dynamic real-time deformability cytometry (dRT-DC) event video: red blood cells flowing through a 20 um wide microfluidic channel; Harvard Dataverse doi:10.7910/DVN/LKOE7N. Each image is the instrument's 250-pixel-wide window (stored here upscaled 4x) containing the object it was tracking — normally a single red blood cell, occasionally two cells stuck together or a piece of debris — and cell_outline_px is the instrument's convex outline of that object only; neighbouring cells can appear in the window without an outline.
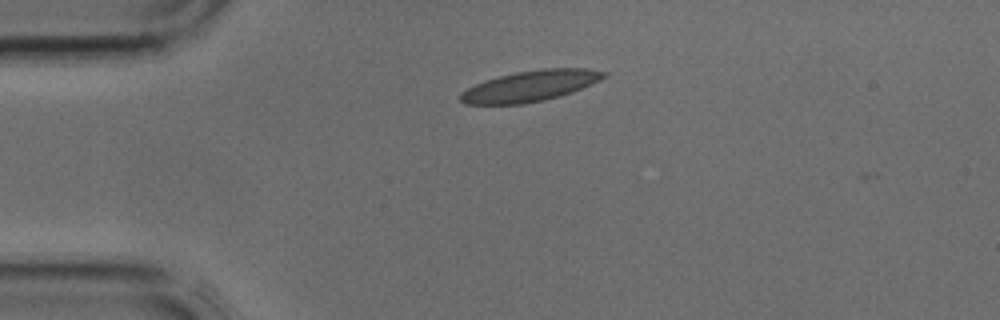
{"species": "common noctule bat (a hibernating species)", "species_latin": "Nyctalus noctula", "temperature_condition": "cold", "stored_images_in_passage": 34, "camera_frame_rate_fps": 3000, "um_per_image_px": 0.085, "animal": {"sex": "male", "body_mass_g": 17.9, "forearm_length_mm": 54.2}, "frame": {"image": 1, "passage_image": 2, "time_ms": 0.333, "image_size_px": [1000, 320], "cell_outline_px": [[608, 72], [604, 76], [572, 92], [560, 96], [544, 100], [524, 104], [464, 104], [460, 100], [460, 92], [484, 80], [516, 72], [544, 68], [588, 68]], "centroid_in_image_um": [45.02, 7.31], "position_along_channel_um": 40.0, "area_um2": 25.43}}
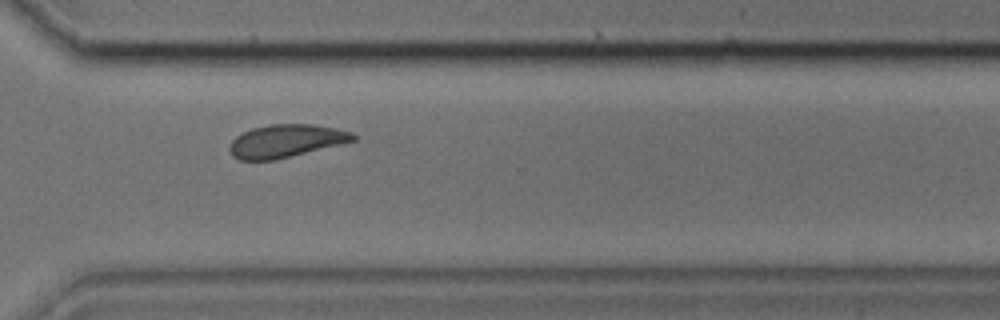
{"frame": {"image": 2, "passage_image": 23, "time_ms": 7.333, "image_size_px": [1000, 320], "cell_outline_px": [[356, 140], [344, 144], [276, 160], [240, 160], [232, 156], [228, 148], [232, 140], [236, 136], [252, 128], [268, 124], [312, 124], [336, 128], [352, 132], [356, 136]], "centroid_in_image_um": [24.33, 11.99], "position_along_channel_um": 346.3, "area_um2": 23.99}}
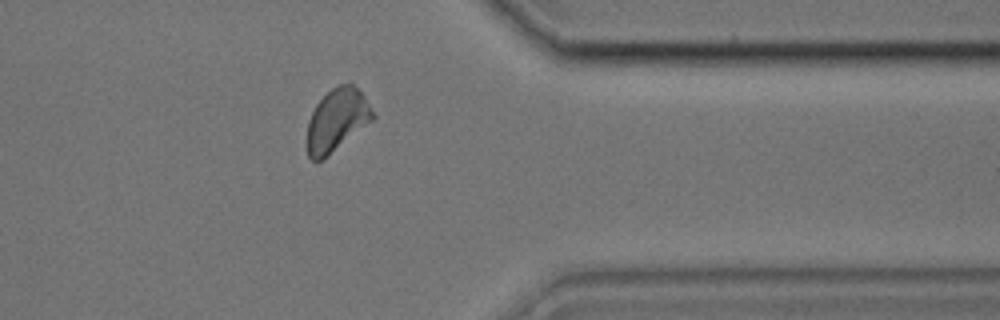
{"frame": {"image": 3, "passage_image": 26, "time_ms": 8.333, "image_size_px": [1000, 320], "cell_outline_px": [[376, 116], [372, 120], [324, 160], [312, 160], [308, 156], [308, 120], [316, 104], [336, 84], [352, 84], [364, 96]], "centroid_in_image_um": [28.63, 10.22], "position_along_channel_um": 382.8, "area_um2": 23.64}}